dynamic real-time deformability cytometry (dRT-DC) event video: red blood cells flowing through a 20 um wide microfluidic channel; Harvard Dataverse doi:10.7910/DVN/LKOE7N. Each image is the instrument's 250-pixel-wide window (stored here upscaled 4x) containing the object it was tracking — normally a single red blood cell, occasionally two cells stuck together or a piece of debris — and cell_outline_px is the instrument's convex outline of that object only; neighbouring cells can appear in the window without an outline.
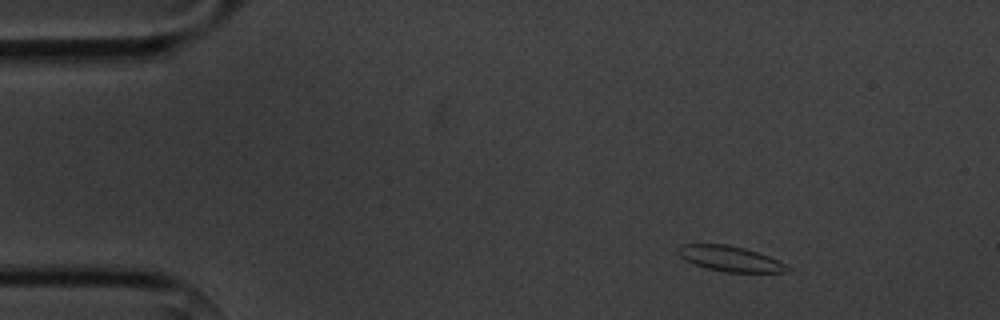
{"species": "common noctule bat (a hibernating species)", "species_latin": "Nyctalus noctula", "temperature_condition": "cold", "stored_images_in_passage": 3, "camera_frame_rate_fps": 3000, "um_per_image_px": 0.085, "animal": {"sex": "male", "body_mass_g": 20.1, "forearm_length_mm": 53.5}, "frame": {"image": 1, "passage_image": 1, "time_ms": 0.0, "image_size_px": [1000, 320], "cell_outline_px": [[792, 268], [788, 272], [724, 272], [708, 268], [696, 264], [680, 256], [676, 252], [676, 248], [680, 244], [728, 244], [744, 248], [768, 256]], "centroid_in_image_um": [62.04, 21.98], "position_along_channel_um": 23.0, "area_um2": 15.95}}